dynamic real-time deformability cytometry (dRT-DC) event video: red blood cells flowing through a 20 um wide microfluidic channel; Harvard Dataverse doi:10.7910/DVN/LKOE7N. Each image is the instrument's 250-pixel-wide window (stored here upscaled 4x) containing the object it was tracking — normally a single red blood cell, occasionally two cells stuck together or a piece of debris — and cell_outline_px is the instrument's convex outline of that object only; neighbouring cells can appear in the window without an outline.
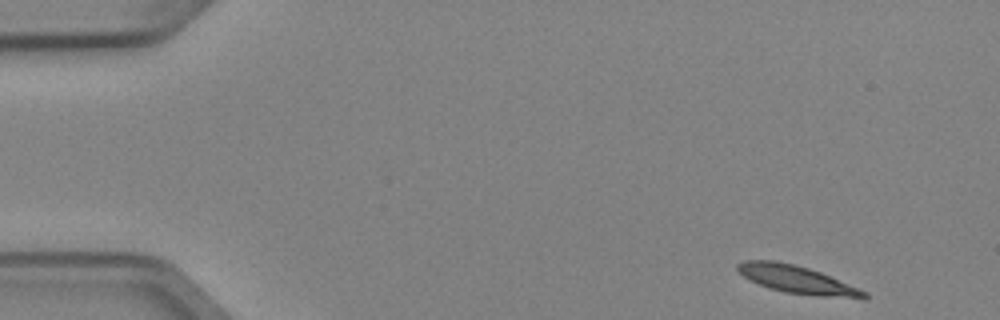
{"species": "Egyptian fruit bat (a non-hibernating species)", "species_latin": "Rousettus aegyptiacus", "temperature_condition": "cold", "stored_images_in_passage": 4, "camera_frame_rate_fps": 3000, "um_per_image_px": 0.085, "animal": {"sex": "female"}, "frame": {"image": 1, "passage_image": 1, "time_ms": 0.0, "image_size_px": [1000, 320], "cell_outline_px": [[868, 300], [864, 300], [820, 296], [788, 292], [772, 288], [760, 284], [744, 276], [736, 268], [736, 264], [744, 260], [776, 260], [808, 268], [820, 272], [868, 292]], "centroid_in_image_um": [67.83, 23.77], "position_along_channel_um": 17.2, "area_um2": 20.29}}
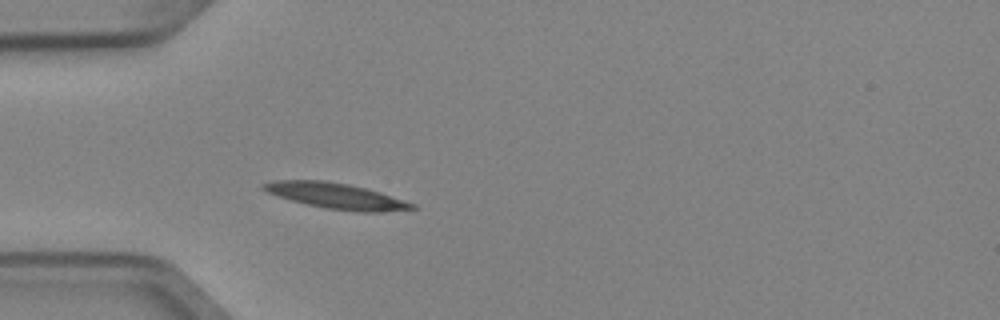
{"frame": {"image": 2, "passage_image": 4, "time_ms": 1.0, "image_size_px": [1000, 320], "cell_outline_px": [[416, 208], [380, 212], [360, 212], [324, 208], [276, 196], [260, 188], [260, 184], [272, 180], [324, 180], [348, 184], [380, 192], [416, 204]], "centroid_in_image_um": [28.53, 16.64], "position_along_channel_um": 56.5, "area_um2": 22.2}}